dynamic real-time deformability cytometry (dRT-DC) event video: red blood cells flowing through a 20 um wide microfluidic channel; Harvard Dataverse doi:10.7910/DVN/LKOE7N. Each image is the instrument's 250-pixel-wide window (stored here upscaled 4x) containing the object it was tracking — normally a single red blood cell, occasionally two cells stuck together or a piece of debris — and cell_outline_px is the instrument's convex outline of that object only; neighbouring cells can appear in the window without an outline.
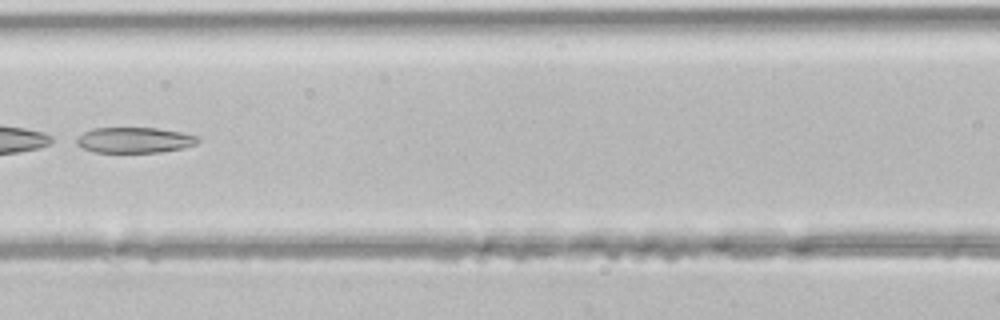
{"species": "common noctule bat (a hibernating species)", "species_latin": "Nyctalus noctula", "temperature_condition": "room temperature", "stored_images_in_passage": 44, "segment_of_instrument_passage": [2, 2], "camera_frame_rate_fps": 3000, "um_per_image_px": 0.085, "animal": {"sex": "male", "body_mass_g": 21.5, "forearm_length_mm": 52.0}, "frame": {"image": 1, "passage_image": 20, "time_ms": 6.333, "image_size_px": [1000, 320], "cell_outline_px": [[200, 140], [196, 144], [184, 148], [160, 152], [96, 152], [80, 148], [76, 144], [76, 140], [84, 132], [92, 128], [156, 128], [184, 132], [200, 136]], "centroid_in_image_um": [11.47, 11.9], "position_along_channel_um": 155.1, "area_um2": 18.26}}
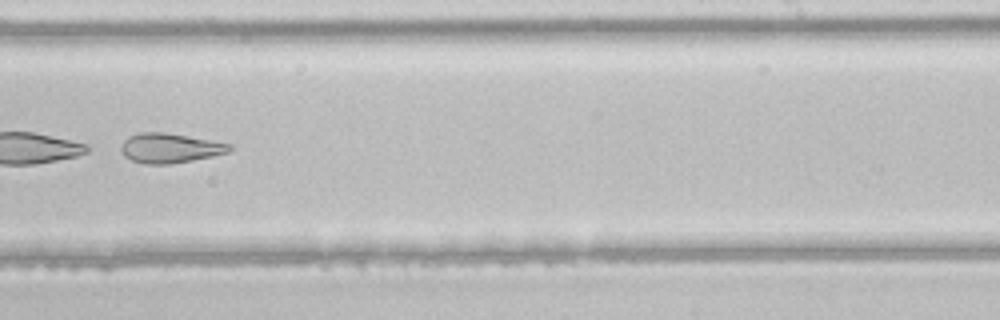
{"frame": {"image": 2, "passage_image": 28, "time_ms": 9.0, "image_size_px": [1000, 320], "cell_outline_px": [[232, 148], [228, 152], [212, 156], [192, 160], [168, 164], [144, 164], [132, 160], [124, 156], [120, 148], [124, 140], [128, 136], [140, 132], [164, 132], [188, 136], [232, 144]], "centroid_in_image_um": [14.42, 12.58], "position_along_channel_um": 274.6, "area_um2": 18.67}}
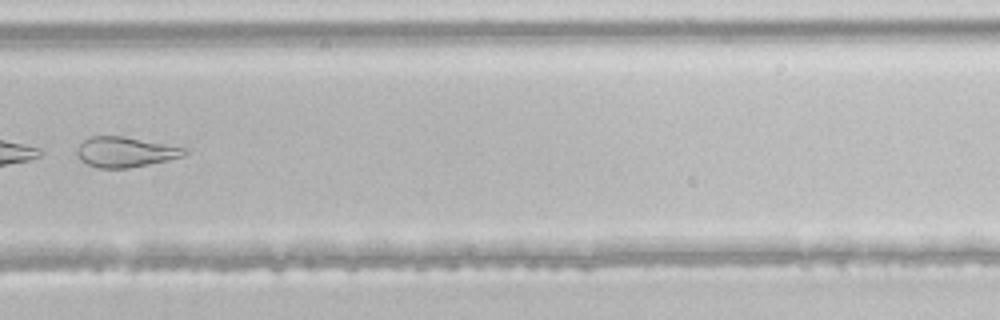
{"frame": {"image": 3, "passage_image": 31, "time_ms": 10.0, "image_size_px": [1000, 320], "cell_outline_px": [[188, 152], [184, 156], [168, 160], [128, 168], [96, 168], [80, 160], [76, 156], [76, 148], [88, 136], [120, 136], [184, 148]], "centroid_in_image_um": [10.57, 12.93], "position_along_channel_um": 319.2, "area_um2": 18.73}}